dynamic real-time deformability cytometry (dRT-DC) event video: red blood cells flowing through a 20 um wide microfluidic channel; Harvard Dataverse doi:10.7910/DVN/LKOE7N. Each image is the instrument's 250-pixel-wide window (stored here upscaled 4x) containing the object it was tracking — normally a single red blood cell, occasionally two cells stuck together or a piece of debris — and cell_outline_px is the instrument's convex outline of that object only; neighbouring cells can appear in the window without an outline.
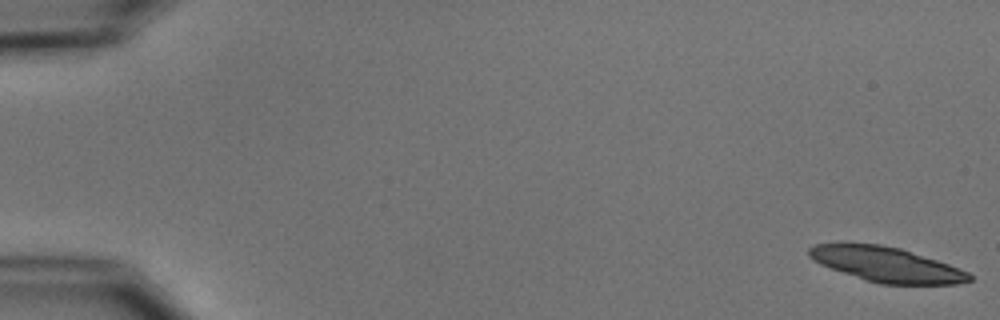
{"species": "common noctule bat (a hibernating species)", "species_latin": "Nyctalus noctula", "temperature_condition": "cold", "stored_images_in_passage": 9, "camera_frame_rate_fps": 3000, "um_per_image_px": 0.085, "animal": {"sex": "male", "body_mass_g": 15.6}, "frame": {"image": 1, "passage_image": 1, "time_ms": 0.0, "image_size_px": [1000, 320], "cell_outline_px": [[972, 280], [956, 284], [880, 284], [820, 264], [808, 256], [808, 248], [816, 244], [880, 244], [900, 248], [948, 264], [968, 272], [972, 276]], "centroid_in_image_um": [75.37, 22.48], "position_along_channel_um": 9.6, "area_um2": 31.85}}
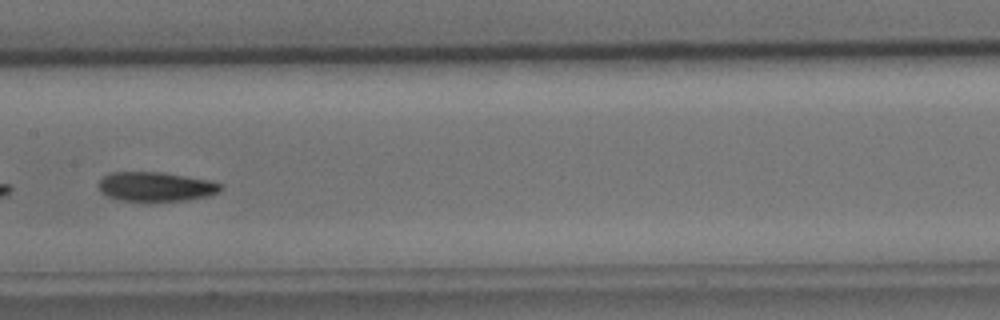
{"frame": {"image": 2, "passage_image": 9, "time_ms": 9.333, "image_size_px": [1000, 320], "cell_outline_px": [[220, 192], [208, 196], [188, 200], [120, 200], [108, 196], [100, 192], [96, 184], [104, 176], [112, 172], [164, 172], [212, 180], [220, 184]], "centroid_in_image_um": [13.24, 15.85], "position_along_channel_um": 194.2, "area_um2": 20.87}}